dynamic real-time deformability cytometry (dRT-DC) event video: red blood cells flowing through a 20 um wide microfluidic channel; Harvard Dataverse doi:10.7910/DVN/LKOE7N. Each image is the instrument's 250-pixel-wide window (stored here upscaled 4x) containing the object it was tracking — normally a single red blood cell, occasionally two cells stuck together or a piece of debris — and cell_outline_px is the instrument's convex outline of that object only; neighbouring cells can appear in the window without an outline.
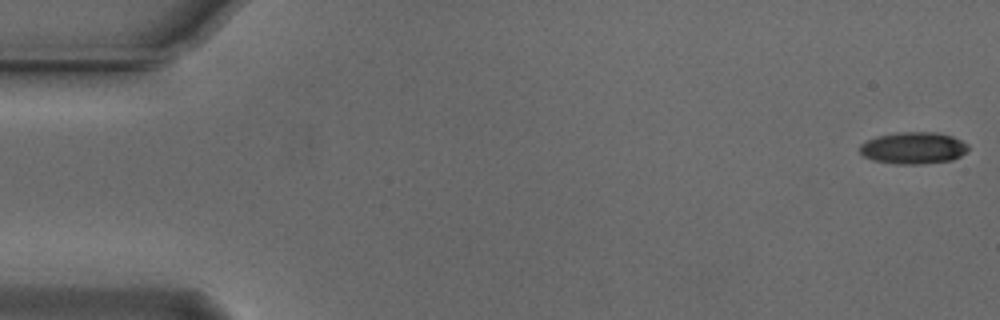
{"species": "Egyptian fruit bat (a non-hibernating species)", "species_latin": "Rousettus aegyptiacus", "temperature_condition": "cold", "stored_images_in_passage": 55, "camera_frame_rate_fps": 3000, "um_per_image_px": 0.085, "animal": {"sex": "male"}, "frame": {"image": 1, "passage_image": 1, "time_ms": 0.0, "image_size_px": [1000, 320], "cell_outline_px": [[968, 148], [960, 156], [952, 160], [920, 164], [896, 164], [872, 160], [864, 156], [860, 152], [860, 144], [876, 136], [900, 132], [936, 132], [952, 136], [968, 144]], "centroid_in_image_um": [77.62, 12.58], "position_along_channel_um": 7.4, "area_um2": 20.06}}
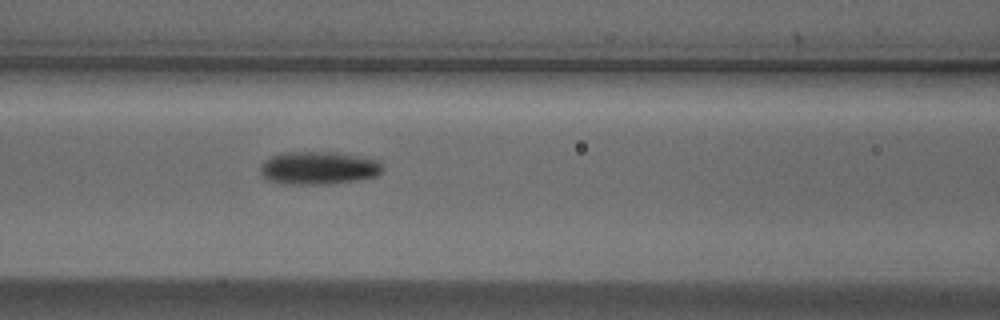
{"frame": {"image": 2, "passage_image": 23, "time_ms": 7.333, "image_size_px": [1000, 320], "cell_outline_px": [[384, 168], [376, 176], [356, 180], [328, 184], [284, 184], [264, 180], [260, 172], [260, 168], [264, 160], [272, 156], [284, 152], [336, 152], [360, 156], [376, 160]], "centroid_in_image_um": [27.02, 14.28], "position_along_channel_um": 139.6, "area_um2": 23.58}}
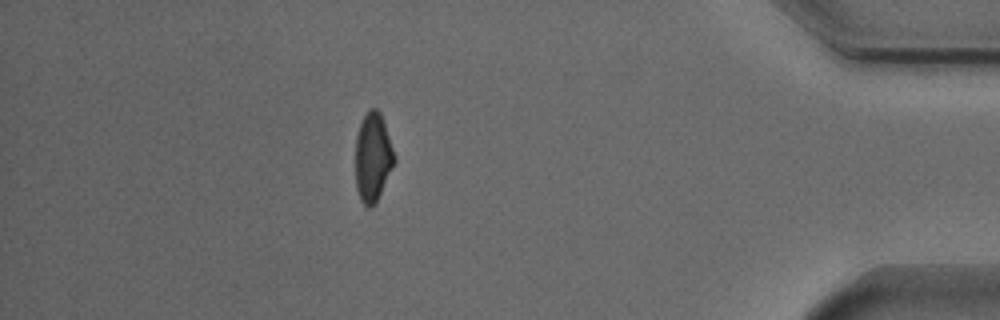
{"frame": {"image": 3, "passage_image": 48, "time_ms": 15.667, "image_size_px": [1000, 320], "cell_outline_px": [[396, 160], [376, 200], [368, 208], [360, 200], [356, 188], [356, 136], [360, 124], [364, 116], [372, 108], [376, 108], [380, 112], [396, 156]], "centroid_in_image_um": [31.69, 13.35], "position_along_channel_um": 403.5, "area_um2": 19.71}, "authors_computed_cell_mechanics": {"area_um2": 21.2704, "velocity_mm_per_s": 3.7489, "shape_relaxation_time_tau1_ms": 3.7451, "shape_relaxation_time_tau2_ms": null, "deformation_change_tau1": 0.1297, "deformation_change_tau2": null}}